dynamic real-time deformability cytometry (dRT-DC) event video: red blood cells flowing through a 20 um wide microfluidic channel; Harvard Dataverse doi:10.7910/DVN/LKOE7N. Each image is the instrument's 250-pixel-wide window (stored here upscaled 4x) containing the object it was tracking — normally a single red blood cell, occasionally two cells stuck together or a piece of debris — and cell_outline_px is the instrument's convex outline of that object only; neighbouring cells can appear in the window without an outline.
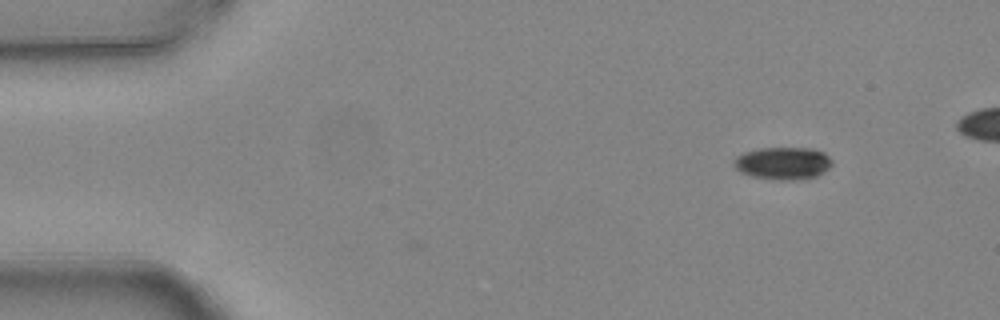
{"species": "common noctule bat (a hibernating species)", "species_latin": "Nyctalus noctula", "temperature_condition": "warm", "stored_images_in_passage": 5, "camera_frame_rate_fps": 3000, "um_per_image_px": 0.085, "animal": {"sex": "female", "body_mass_g": 24.6, "forearm_length_mm": 56.2}, "frame": {"image": 1, "passage_image": 1, "time_ms": 0.0, "image_size_px": [1000, 320], "cell_outline_px": [[832, 164], [824, 172], [816, 176], [792, 180], [772, 180], [752, 176], [740, 172], [732, 164], [732, 160], [736, 156], [744, 152], [760, 148], [812, 148], [824, 152], [832, 160]], "centroid_in_image_um": [66.52, 13.87], "position_along_channel_um": 18.5, "area_um2": 18.73}}